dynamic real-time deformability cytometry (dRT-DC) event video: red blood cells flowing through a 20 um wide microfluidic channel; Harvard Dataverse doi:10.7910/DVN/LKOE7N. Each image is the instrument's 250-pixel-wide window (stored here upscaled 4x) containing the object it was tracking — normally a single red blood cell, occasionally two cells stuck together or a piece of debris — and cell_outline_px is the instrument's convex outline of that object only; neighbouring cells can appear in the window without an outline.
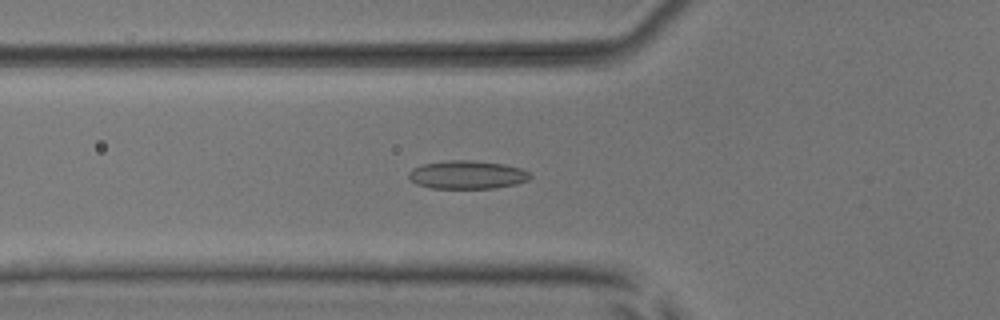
{"species": "common noctule bat (a hibernating species)", "species_latin": "Nyctalus noctula", "temperature_condition": "room temperature", "stored_images_in_passage": 51, "camera_frame_rate_fps": 3000, "um_per_image_px": 0.085, "animal": {"sex": "male", "body_mass_g": 17.9, "forearm_length_mm": 54.2}, "frame": {"image": 1, "passage_image": 18, "time_ms": 5.667, "image_size_px": [1000, 320], "cell_outline_px": [[532, 176], [528, 180], [516, 184], [496, 188], [432, 188], [416, 184], [408, 176], [408, 172], [412, 168], [424, 164], [452, 160], [468, 160], [504, 164], [520, 168], [528, 172]], "centroid_in_image_um": [39.71, 14.86], "position_along_channel_um": 86.1, "area_um2": 19.88}}
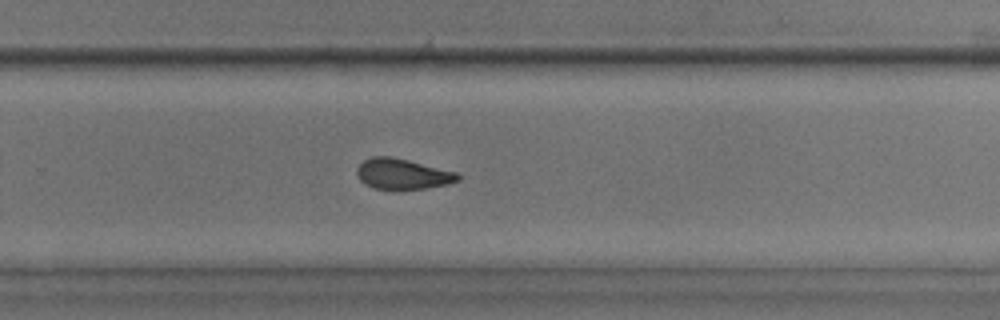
{"frame": {"image": 2, "passage_image": 34, "time_ms": 11.0, "image_size_px": [1000, 320], "cell_outline_px": [[460, 180], [448, 184], [424, 188], [372, 188], [364, 184], [360, 180], [356, 172], [356, 168], [364, 160], [372, 156], [388, 156], [408, 160], [456, 172], [460, 176]], "centroid_in_image_um": [34.19, 14.77], "position_along_channel_um": 295.6, "area_um2": 17.69}}
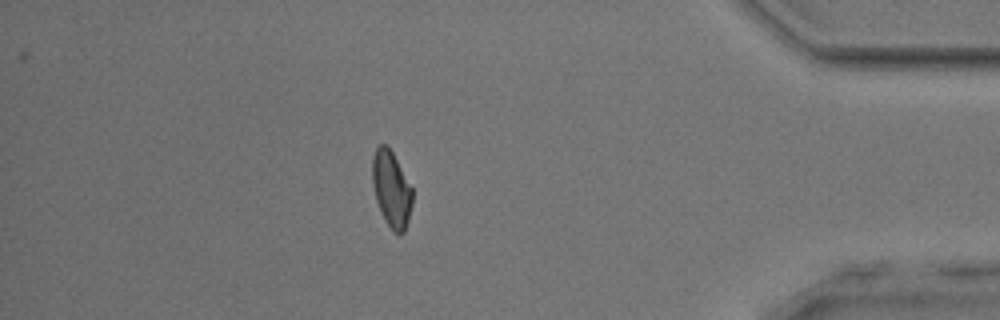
{"frame": {"image": 3, "passage_image": 45, "time_ms": 14.667, "image_size_px": [1000, 320], "cell_outline_px": [[412, 204], [408, 220], [404, 232], [400, 236], [392, 232], [384, 220], [376, 200], [372, 184], [372, 156], [376, 148], [380, 144], [388, 144], [412, 188]], "centroid_in_image_um": [33.25, 16.09], "position_along_channel_um": 401.9, "area_um2": 17.98}, "authors_computed_cell_mechanics": {"area_um2": 18.496, "velocity_mm_per_s": 3.9358, "shape_relaxation_time_tau1_ms": null, "shape_relaxation_time_tau2_ms": 2.1651, "deformation_change_tau1": null, "deformation_change_tau2": 0.088}}